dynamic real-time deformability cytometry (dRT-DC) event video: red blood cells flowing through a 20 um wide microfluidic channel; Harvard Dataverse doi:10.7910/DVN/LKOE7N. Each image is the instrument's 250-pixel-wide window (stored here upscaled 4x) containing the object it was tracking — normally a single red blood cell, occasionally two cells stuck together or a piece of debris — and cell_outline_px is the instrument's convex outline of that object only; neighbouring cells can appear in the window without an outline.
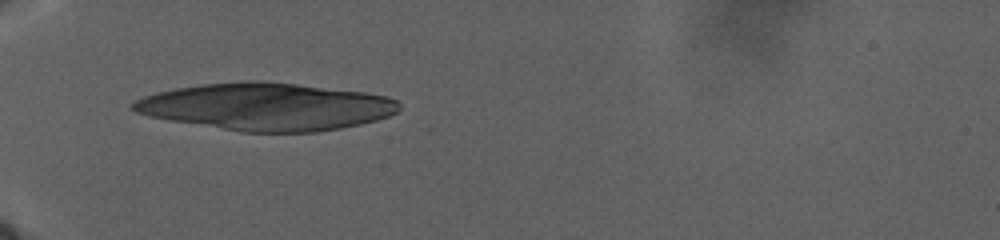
{"species": "human", "species_latin": "Homo sapiens", "temperature_condition": "warm", "stored_images_in_passage": 86, "camera_frame_rate_fps": 3000, "um_per_image_px": 0.085, "donor": {"sex": "male"}, "frame": {"image": 1, "passage_image": 1, "time_ms": 0.0, "image_size_px": [1000, 240], "cell_outline_px": [[400, 108], [396, 112], [388, 116], [376, 120], [360, 124], [340, 128], [316, 132], [240, 132], [148, 116], [136, 112], [132, 108], [132, 104], [136, 100], [144, 96], [156, 92], [176, 88], [200, 84], [248, 80], [260, 80], [296, 84], [364, 92], [388, 96], [396, 100], [400, 104]], "centroid_in_image_um": [22.64, 9.06], "position_along_channel_um": 62.4, "area_um2": 73.29}}